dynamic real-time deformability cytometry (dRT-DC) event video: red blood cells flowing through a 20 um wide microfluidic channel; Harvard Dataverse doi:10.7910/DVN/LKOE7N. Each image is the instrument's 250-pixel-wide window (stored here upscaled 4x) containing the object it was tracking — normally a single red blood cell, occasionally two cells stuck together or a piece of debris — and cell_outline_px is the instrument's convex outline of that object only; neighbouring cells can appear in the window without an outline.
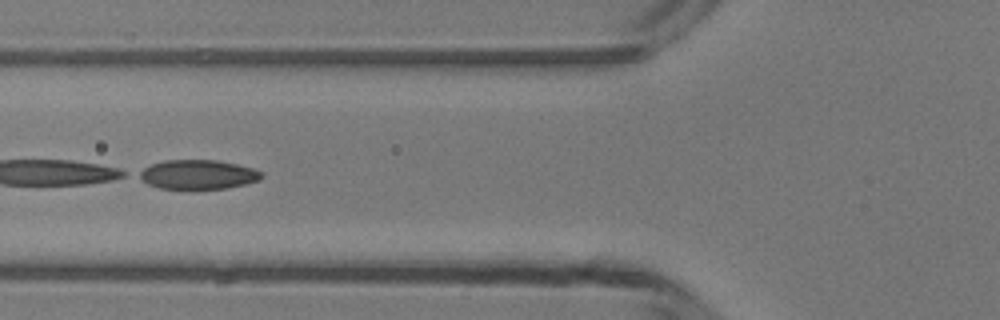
{"species": "common noctule bat (a hibernating species)", "species_latin": "Nyctalus noctula", "temperature_condition": "room temperature", "stored_images_in_passage": 21, "camera_frame_rate_fps": 3000, "um_per_image_px": 0.085, "animal": {"sex": "male", "body_mass_g": 13.3}, "frame": {"image": 1, "passage_image": 8, "time_ms": 2.333, "image_size_px": [1000, 320], "cell_outline_px": [[264, 176], [260, 180], [228, 188], [160, 188], [148, 184], [136, 176], [136, 172], [152, 164], [164, 160], [216, 160], [236, 164], [252, 168], [264, 172]], "centroid_in_image_um": [16.82, 14.82], "position_along_channel_um": 109.0, "area_um2": 20.87}}
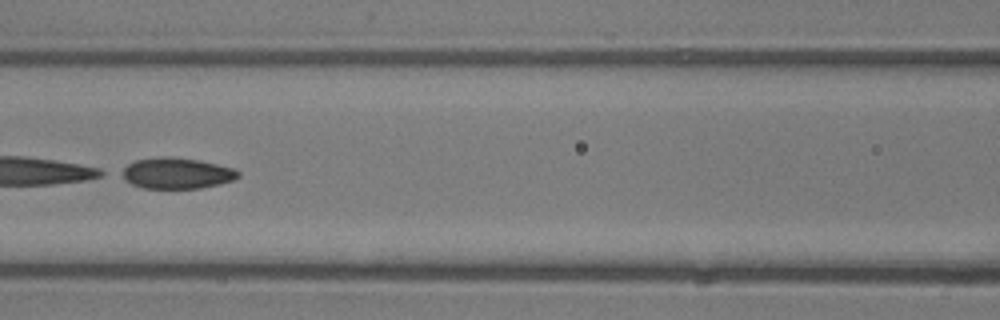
{"frame": {"image": 2, "passage_image": 11, "time_ms": 3.333, "image_size_px": [1000, 320], "cell_outline_px": [[240, 176], [232, 180], [220, 184], [200, 188], [144, 188], [132, 184], [124, 180], [116, 172], [128, 164], [136, 160], [160, 156], [172, 156], [200, 160], [232, 168], [240, 172]], "centroid_in_image_um": [14.95, 14.71], "position_along_channel_um": 151.6, "area_um2": 21.27}}
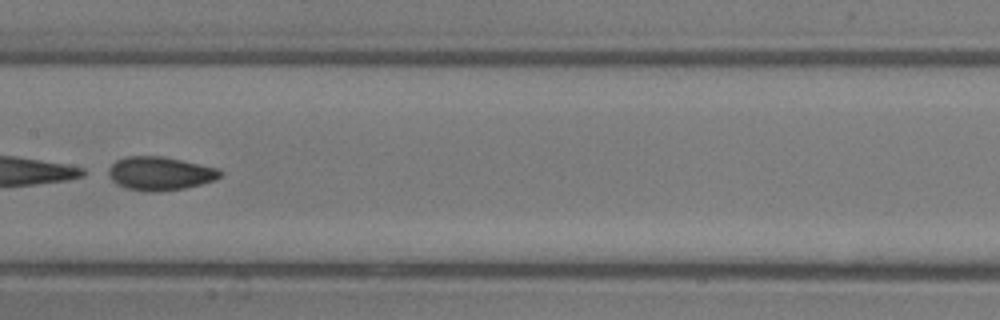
{"frame": {"image": 3, "passage_image": 14, "time_ms": 4.333, "image_size_px": [1000, 320], "cell_outline_px": [[224, 172], [216, 180], [184, 188], [148, 192], [128, 188], [116, 184], [112, 180], [108, 172], [108, 168], [116, 160], [128, 156], [160, 156], [220, 168]], "centroid_in_image_um": [13.62, 14.74], "position_along_channel_um": 193.8, "area_um2": 21.68}}